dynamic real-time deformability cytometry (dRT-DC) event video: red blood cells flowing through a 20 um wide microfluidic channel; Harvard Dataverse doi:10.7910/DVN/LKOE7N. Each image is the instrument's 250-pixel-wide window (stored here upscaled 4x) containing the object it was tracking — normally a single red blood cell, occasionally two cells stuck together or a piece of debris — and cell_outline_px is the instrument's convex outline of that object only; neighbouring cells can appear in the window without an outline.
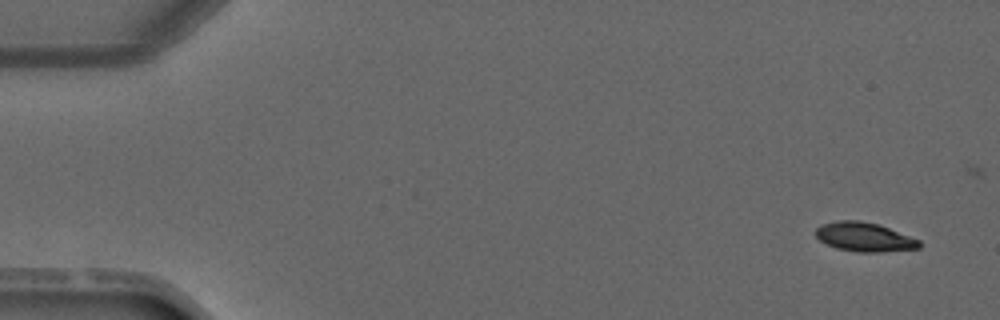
{"species": "common noctule bat (a hibernating species)", "species_latin": "Nyctalus noctula", "temperature_condition": "warm", "stored_images_in_passage": 2, "camera_frame_rate_fps": 3000, "um_per_image_px": 0.085, "animal": {"sex": "male", "forearm_length_mm": 52.5}, "frame": {"image": 1, "passage_image": 2, "time_ms": 1.333, "image_size_px": [1000, 320], "cell_outline_px": [[920, 248], [880, 252], [860, 252], [836, 248], [820, 240], [816, 236], [816, 228], [820, 224], [836, 220], [860, 220], [880, 224], [920, 240]], "centroid_in_image_um": [73.47, 20.13], "position_along_channel_um": 11.5, "area_um2": 17.63}}